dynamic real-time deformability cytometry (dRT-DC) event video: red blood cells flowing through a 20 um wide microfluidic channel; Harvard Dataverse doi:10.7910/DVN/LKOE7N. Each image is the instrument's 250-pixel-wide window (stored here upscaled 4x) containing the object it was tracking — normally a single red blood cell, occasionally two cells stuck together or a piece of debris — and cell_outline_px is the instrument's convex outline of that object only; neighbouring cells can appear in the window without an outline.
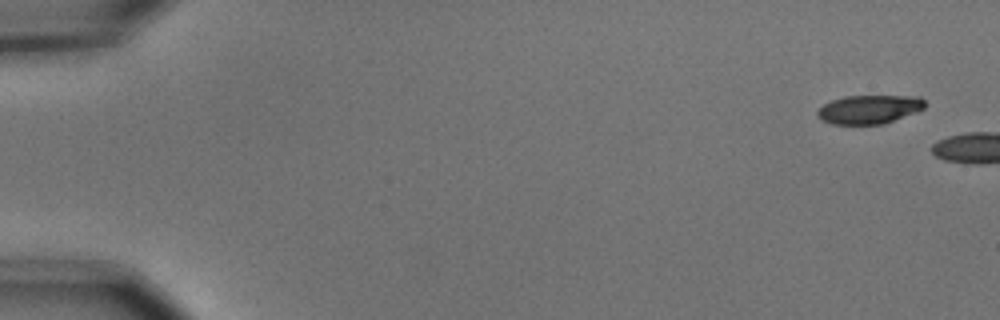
{"species": "common noctule bat (a hibernating species)", "species_latin": "Nyctalus noctula", "temperature_condition": "cold", "stored_images_in_passage": 2, "camera_frame_rate_fps": 3000, "um_per_image_px": 0.085, "animal": {"sex": "male", "body_mass_g": 15.6}, "frame": {"image": 1, "passage_image": 1, "time_ms": 0.0, "image_size_px": [1000, 320], "cell_outline_px": [[924, 108], [916, 112], [884, 124], [832, 124], [820, 120], [816, 112], [824, 104], [832, 100], [844, 96], [920, 96], [924, 100]], "centroid_in_image_um": [73.87, 9.29], "position_along_channel_um": 11.1, "area_um2": 17.98}}